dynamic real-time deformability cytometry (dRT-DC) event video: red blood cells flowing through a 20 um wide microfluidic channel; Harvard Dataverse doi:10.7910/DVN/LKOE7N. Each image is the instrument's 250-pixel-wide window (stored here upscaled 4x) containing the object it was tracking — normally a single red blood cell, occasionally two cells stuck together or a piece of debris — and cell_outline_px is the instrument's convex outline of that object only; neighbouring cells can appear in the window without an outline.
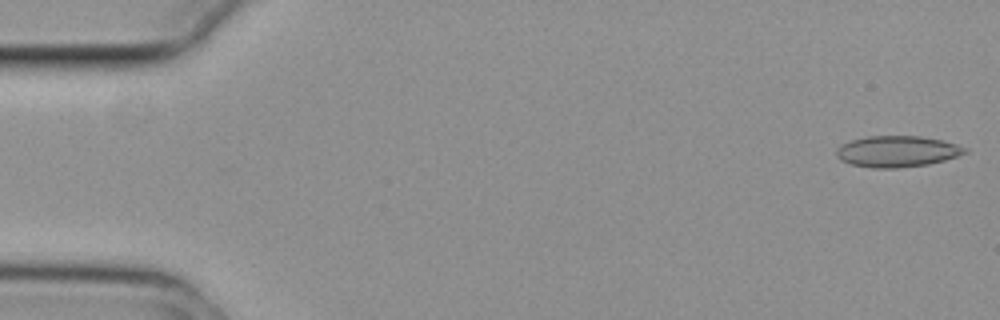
{"species": "common noctule bat (a hibernating species)", "species_latin": "Nyctalus noctula", "temperature_condition": "cold", "stored_images_in_passage": 54, "camera_frame_rate_fps": 3000, "um_per_image_px": 0.085, "animal": {"sex": "female", "body_mass_g": 29.2, "forearm_length_mm": 56.3}, "frame": {"image": 1, "passage_image": 1, "time_ms": 0.0, "image_size_px": [1000, 320], "cell_outline_px": [[968, 152], [944, 160], [928, 164], [896, 168], [872, 168], [852, 164], [840, 160], [836, 156], [836, 148], [852, 140], [868, 136], [920, 136], [940, 140], [956, 144], [968, 148]], "centroid_in_image_um": [76.25, 12.87], "position_along_channel_um": 8.8, "area_um2": 23.18}}
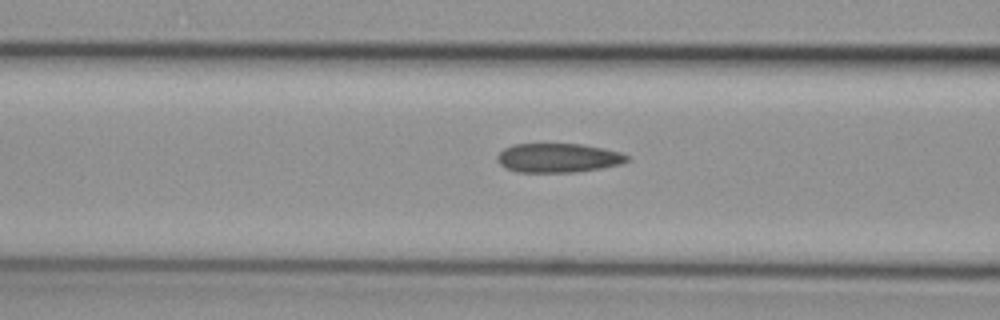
{"frame": {"image": 2, "passage_image": 21, "time_ms": 6.667, "image_size_px": [1000, 320], "cell_outline_px": [[628, 160], [620, 164], [600, 168], [576, 172], [516, 172], [500, 164], [496, 160], [496, 156], [504, 148], [512, 144], [584, 144], [604, 148], [620, 152], [628, 156]], "centroid_in_image_um": [47.42, 13.41], "position_along_channel_um": 119.2, "area_um2": 22.02}}
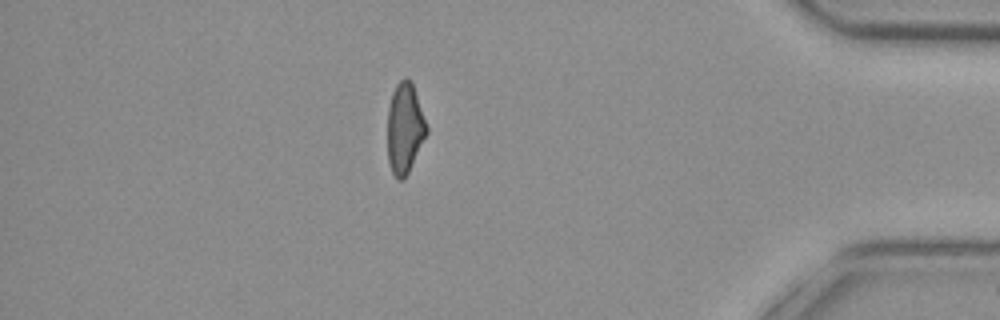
{"frame": {"image": 3, "passage_image": 47, "time_ms": 15.333, "image_size_px": [1000, 320], "cell_outline_px": [[428, 132], [404, 180], [396, 180], [392, 172], [388, 160], [388, 108], [392, 92], [396, 84], [404, 76], [412, 84], [428, 128]], "centroid_in_image_um": [34.39, 10.93], "position_along_channel_um": 400.8, "area_um2": 20.4}, "authors_computed_cell_mechanics": {"area_um2": 22.253, "velocity_mm_per_s": 3.7453, "shape_relaxation_time_tau1_ms": 10.0238, "shape_relaxation_time_tau2_ms": 3.1573, "deformation_change_tau1": 0.185, "deformation_change_tau2": 0.0973}}